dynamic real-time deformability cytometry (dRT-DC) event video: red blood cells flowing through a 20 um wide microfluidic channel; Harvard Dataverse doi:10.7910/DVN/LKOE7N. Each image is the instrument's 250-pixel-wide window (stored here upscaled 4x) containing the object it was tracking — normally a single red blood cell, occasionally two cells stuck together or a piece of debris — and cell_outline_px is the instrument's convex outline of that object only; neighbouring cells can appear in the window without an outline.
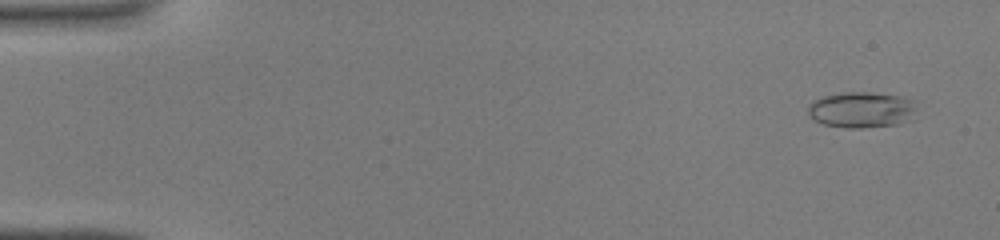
{"species": "common noctule bat (a hibernating species)", "species_latin": "Nyctalus noctula", "temperature_condition": "warm", "stored_images_in_passage": 45, "camera_frame_rate_fps": 3000, "um_per_image_px": 0.085, "animal": {"sex": "male", "body_mass_g": 19.0, "forearm_length_mm": 50.8}, "frame": {"image": 1, "passage_image": 3, "time_ms": 0.667, "image_size_px": [1000, 240], "cell_outline_px": [[920, 100], [912, 120], [896, 124], [860, 128], [848, 128], [824, 124], [808, 116], [808, 104], [812, 100], [824, 96], [840, 92], [868, 92], [900, 96]], "centroid_in_image_um": [73.29, 9.31], "position_along_channel_um": 11.7, "area_um2": 23.24}}
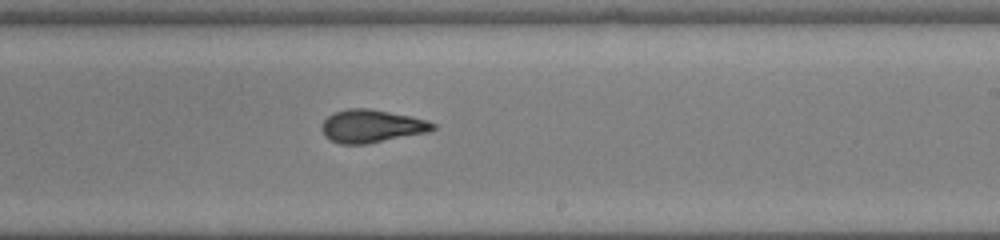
{"frame": {"image": 2, "passage_image": 28, "time_ms": 9.0, "image_size_px": [1000, 240], "cell_outline_px": [[436, 128], [428, 132], [364, 144], [340, 144], [324, 136], [320, 128], [320, 124], [332, 112], [348, 108], [368, 108], [428, 120], [436, 124]], "centroid_in_image_um": [31.54, 10.71], "position_along_channel_um": 257.5, "area_um2": 21.27}}
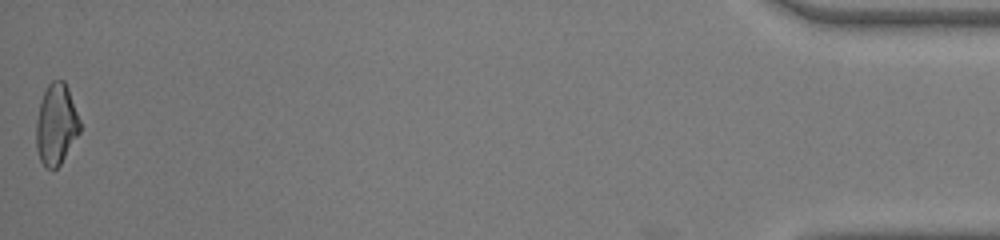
{"frame": {"image": 3, "passage_image": 45, "time_ms": 14.667, "image_size_px": [1000, 240], "cell_outline_px": [[80, 132], [60, 164], [56, 168], [44, 168], [40, 160], [36, 148], [36, 120], [40, 100], [48, 84], [52, 80], [64, 80], [68, 88], [80, 120]], "centroid_in_image_um": [4.76, 10.57], "position_along_channel_um": 430.4, "area_um2": 20.69}}